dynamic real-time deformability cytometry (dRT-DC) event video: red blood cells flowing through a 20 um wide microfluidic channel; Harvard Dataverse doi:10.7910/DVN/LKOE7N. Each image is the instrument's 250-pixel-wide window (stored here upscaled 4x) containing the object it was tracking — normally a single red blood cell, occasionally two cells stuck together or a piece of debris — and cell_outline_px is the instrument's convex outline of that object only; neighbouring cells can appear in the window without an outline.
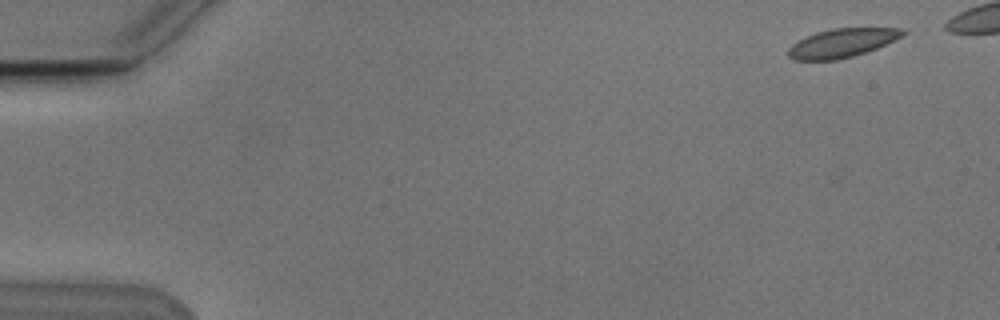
{"species": "Egyptian fruit bat (a non-hibernating species)", "species_latin": "Rousettus aegyptiacus", "temperature_condition": "cold", "stored_images_in_passage": 5, "camera_frame_rate_fps": 3000, "um_per_image_px": 0.085, "animal": {"sex": "male"}, "frame": {"image": 1, "passage_image": 1, "time_ms": 0.0, "image_size_px": [1000, 320], "cell_outline_px": [[908, 32], [876, 48], [852, 56], [836, 60], [792, 60], [788, 56], [788, 48], [792, 44], [804, 36], [816, 32], [832, 28], [900, 28]], "centroid_in_image_um": [71.49, 3.65], "position_along_channel_um": 13.5, "area_um2": 19.02}}